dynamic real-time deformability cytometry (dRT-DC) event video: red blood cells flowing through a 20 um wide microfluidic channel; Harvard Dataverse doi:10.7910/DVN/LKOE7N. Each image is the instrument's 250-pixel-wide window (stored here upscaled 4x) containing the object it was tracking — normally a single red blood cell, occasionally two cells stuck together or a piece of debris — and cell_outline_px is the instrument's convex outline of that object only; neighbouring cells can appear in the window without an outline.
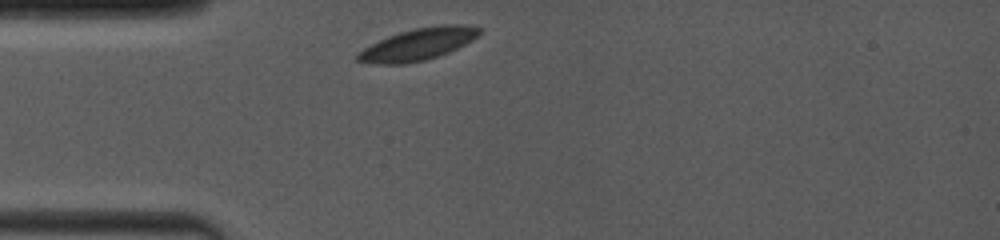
{"species": "common noctule bat (a hibernating species)", "species_latin": "Nyctalus noctula", "temperature_condition": "room temperature", "stored_images_in_passage": 53, "camera_frame_rate_fps": 4000, "um_per_image_px": 0.085, "animal": {"sex": "female", "body_mass_g": 19.0, "forearm_length_mm": 53.3}, "frame": {"image": 1, "passage_image": 1, "time_ms": 0.0, "image_size_px": [1000, 240], "cell_outline_px": [[480, 32], [472, 40], [448, 52], [424, 60], [404, 64], [376, 64], [356, 60], [356, 52], [388, 36], [412, 28], [444, 24], [460, 24], [480, 28]], "centroid_in_image_um": [35.5, 3.76], "position_along_channel_um": 49.5, "area_um2": 22.37}}
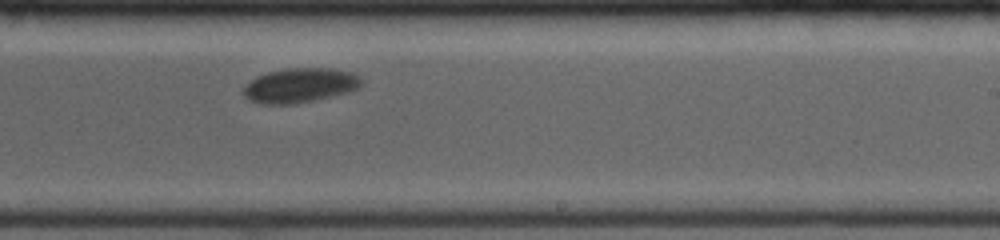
{"frame": {"image": 2, "passage_image": 27, "time_ms": 6.0, "image_size_px": [1000, 240], "cell_outline_px": [[360, 84], [356, 88], [332, 96], [292, 104], [260, 104], [248, 100], [244, 96], [244, 84], [256, 76], [268, 72], [288, 68], [328, 68], [352, 72], [360, 80]], "centroid_in_image_um": [25.39, 7.25], "position_along_channel_um": 263.6, "area_um2": 23.41}}
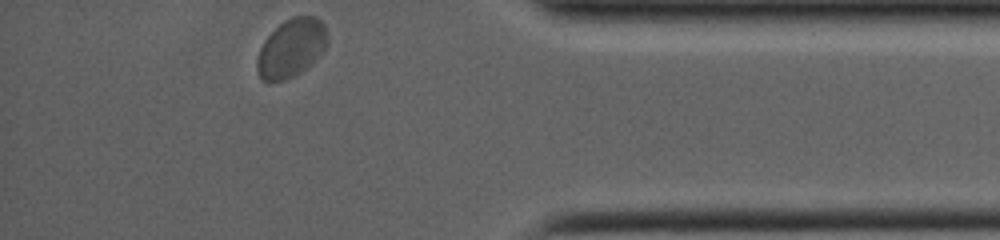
{"frame": {"image": 3, "passage_image": 53, "time_ms": 10.25, "image_size_px": [1000, 240], "cell_outline_px": [[328, 44], [324, 52], [312, 64], [300, 72], [284, 80], [264, 80], [260, 76], [256, 68], [256, 60], [260, 48], [264, 40], [284, 20], [292, 16], [316, 16], [324, 24], [328, 36]], "centroid_in_image_um": [24.8, 4.06], "position_along_channel_um": 410.4, "area_um2": 23.99}, "authors_computed_cell_mechanics": {"area_um2": 23.3512, "velocity_mm_per_s": 3.7887, "shape_relaxation_time_tau1_ms": 3.7096, "shape_relaxation_time_tau2_ms": 0.9876, "deformation_change_tau1": 0.0577, "deformation_change_tau2": 0.0148}}